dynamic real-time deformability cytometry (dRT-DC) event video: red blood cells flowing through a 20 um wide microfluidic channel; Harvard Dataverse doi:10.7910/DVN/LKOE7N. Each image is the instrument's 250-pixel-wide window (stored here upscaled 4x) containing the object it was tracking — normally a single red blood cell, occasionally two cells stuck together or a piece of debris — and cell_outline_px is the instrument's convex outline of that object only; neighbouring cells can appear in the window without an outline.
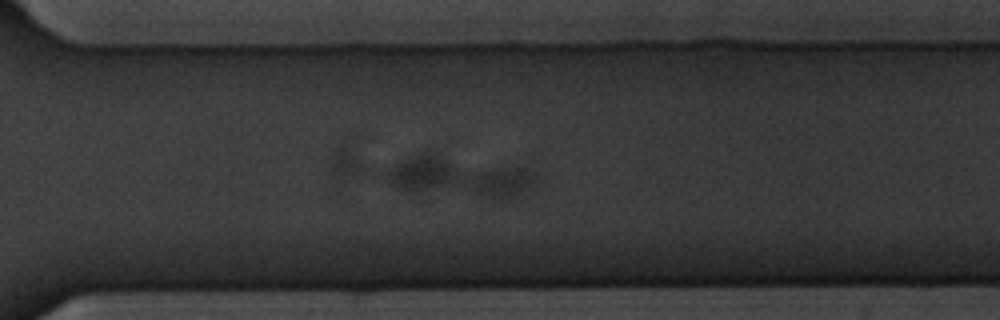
{"species": "common noctule bat (a hibernating species)", "species_latin": "Nyctalus noctula", "temperature_condition": "warm", "stored_images_in_passage": 53, "camera_frame_rate_fps": 3000, "um_per_image_px": 0.085, "animal": {"sex": "male", "body_mass_g": 20.1, "forearm_length_mm": 53.5}, "frame": {"image": 1, "passage_image": 38, "time_ms": 12.333, "image_size_px": [1000, 320], "cell_outline_px": [[536, 176], [532, 184], [516, 196], [500, 200], [492, 200], [484, 196], [468, 180], [476, 172], [516, 168], [520, 168]], "centroid_in_image_um": [42.68, 15.54], "position_along_channel_um": 327.9, "area_um2": 10.75}}
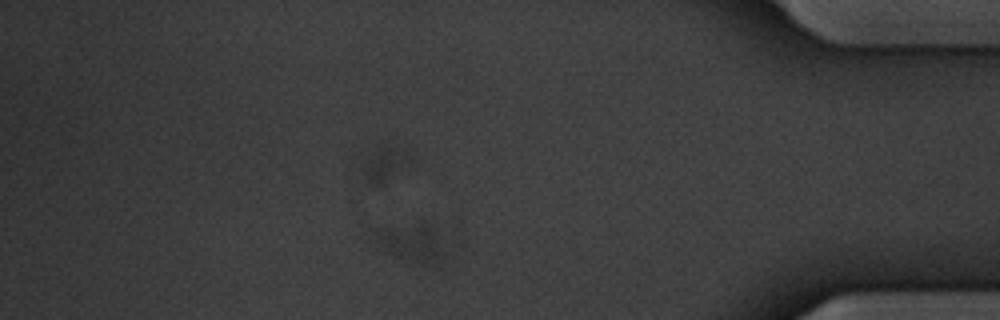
{"frame": {"image": 2, "passage_image": 46, "time_ms": 15.0, "image_size_px": [1000, 320], "cell_outline_px": [[436, 260], [432, 264], [424, 264], [396, 256], [388, 252], [380, 240], [380, 232], [420, 224], [432, 224], [436, 252]], "centroid_in_image_um": [34.97, 20.67], "position_along_channel_um": 400.2, "area_um2": 12.14}}